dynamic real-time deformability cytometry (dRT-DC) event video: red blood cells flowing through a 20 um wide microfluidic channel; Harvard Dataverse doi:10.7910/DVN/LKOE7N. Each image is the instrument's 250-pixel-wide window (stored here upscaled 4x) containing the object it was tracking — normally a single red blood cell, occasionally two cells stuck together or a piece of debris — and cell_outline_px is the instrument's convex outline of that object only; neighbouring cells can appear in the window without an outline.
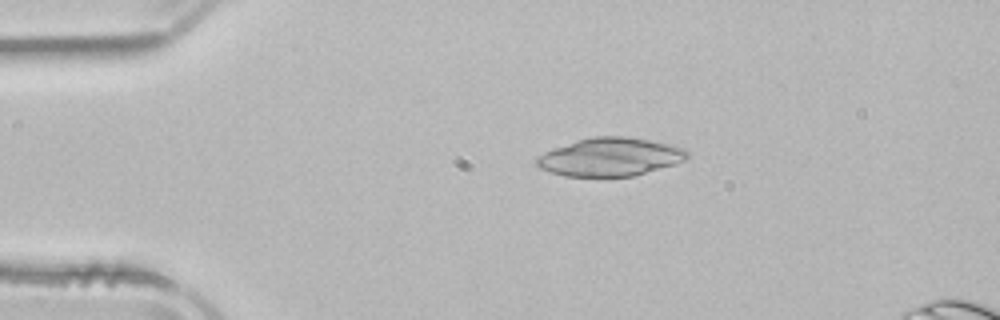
{"species": "common noctule bat (a hibernating species)", "species_latin": "Nyctalus noctula", "temperature_condition": "room temperature", "stored_images_in_passage": 43, "camera_frame_rate_fps": 3000, "um_per_image_px": 0.085, "animal": {"sex": "male", "body_mass_g": 21.5, "forearm_length_mm": 52.0}, "frame": {"image": 1, "passage_image": 1, "time_ms": 0.0, "image_size_px": [1000, 320], "cell_outline_px": [[688, 160], [676, 164], [632, 176], [564, 176], [540, 168], [536, 164], [536, 156], [552, 148], [576, 140], [592, 136], [624, 136], [672, 144], [684, 148], [688, 152]], "centroid_in_image_um": [51.87, 13.33], "position_along_channel_um": 33.1, "area_um2": 33.7}}
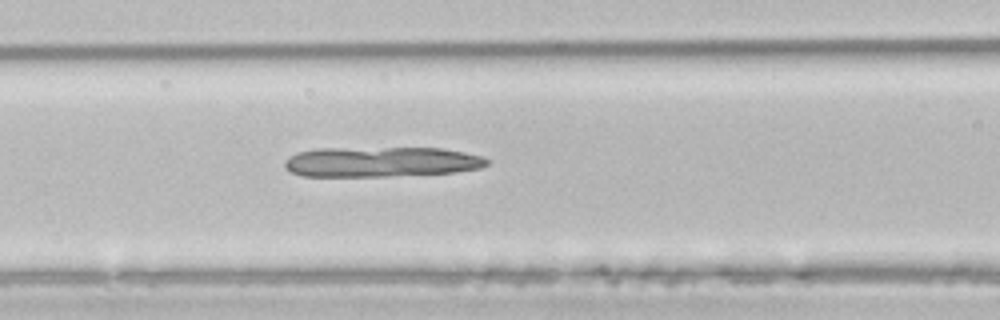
{"frame": {"image": 2, "passage_image": 12, "time_ms": 3.667, "image_size_px": [1000, 320], "cell_outline_px": [[488, 164], [480, 168], [456, 172], [388, 176], [304, 176], [292, 172], [284, 168], [284, 160], [288, 156], [296, 152], [320, 148], [444, 148], [464, 152], [480, 156], [488, 160]], "centroid_in_image_um": [32.36, 13.75], "position_along_channel_um": 134.2, "area_um2": 35.6}}
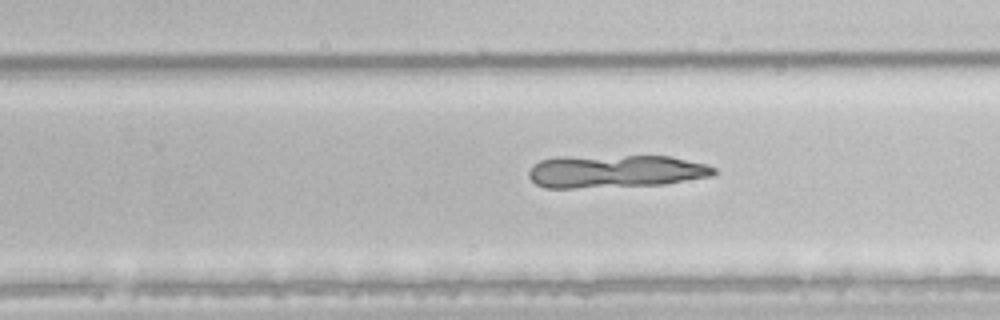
{"frame": {"image": 3, "passage_image": 23, "time_ms": 7.333, "image_size_px": [1000, 320], "cell_outline_px": [[716, 172], [712, 176], [664, 184], [576, 188], [544, 188], [536, 184], [528, 176], [528, 172], [540, 160], [556, 156], [672, 156], [704, 164], [716, 168]], "centroid_in_image_um": [52.29, 14.55], "position_along_channel_um": 277.5, "area_um2": 35.55}}